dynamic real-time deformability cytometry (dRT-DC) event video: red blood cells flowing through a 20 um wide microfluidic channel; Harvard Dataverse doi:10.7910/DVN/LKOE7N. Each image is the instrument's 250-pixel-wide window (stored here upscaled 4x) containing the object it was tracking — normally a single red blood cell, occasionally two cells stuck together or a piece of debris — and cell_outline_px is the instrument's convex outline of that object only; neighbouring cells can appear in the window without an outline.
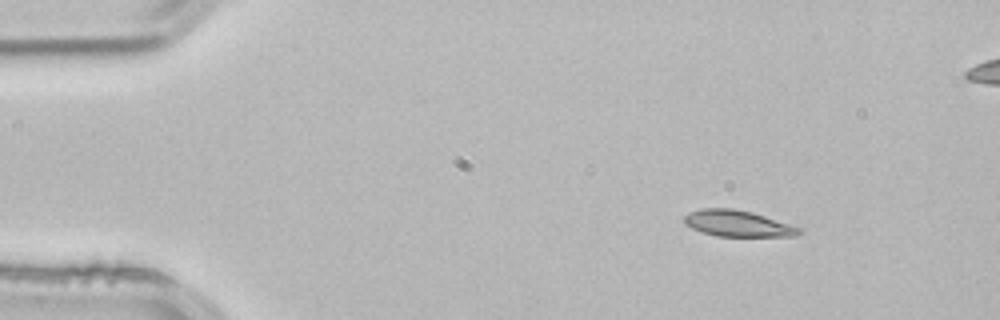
{"species": "common noctule bat (a hibernating species)", "species_latin": "Nyctalus noctula", "temperature_condition": "room temperature", "stored_images_in_passage": 3, "camera_frame_rate_fps": 3000, "um_per_image_px": 0.085, "animal": {"sex": "male", "body_mass_g": 21.5, "forearm_length_mm": 52.0}, "frame": {"image": 1, "passage_image": 1, "time_ms": 0.0, "image_size_px": [1000, 320], "cell_outline_px": [[800, 232], [796, 236], [716, 236], [692, 228], [684, 224], [684, 216], [688, 212], [700, 208], [732, 208], [752, 212], [800, 228]], "centroid_in_image_um": [62.63, 18.99], "position_along_channel_um": 22.4, "area_um2": 17.34}}